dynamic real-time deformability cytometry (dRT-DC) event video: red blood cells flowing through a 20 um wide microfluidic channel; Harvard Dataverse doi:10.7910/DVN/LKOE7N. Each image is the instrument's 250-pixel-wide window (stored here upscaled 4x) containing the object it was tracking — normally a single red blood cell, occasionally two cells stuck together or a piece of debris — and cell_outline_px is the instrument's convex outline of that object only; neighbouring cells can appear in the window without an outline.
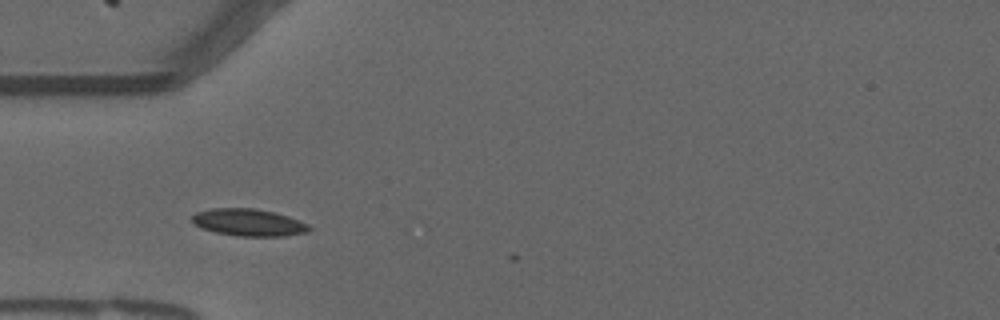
{"species": "common noctule bat (a hibernating species)", "species_latin": "Nyctalus noctula", "temperature_condition": "warm", "stored_images_in_passage": 3, "camera_frame_rate_fps": 3000, "um_per_image_px": 0.085, "animal": {"sex": "male", "forearm_length_mm": 52.5}, "frame": {"image": 1, "passage_image": 2, "time_ms": 0.333, "image_size_px": [1000, 320], "cell_outline_px": [[312, 228], [308, 232], [280, 236], [236, 236], [216, 232], [200, 228], [192, 220], [192, 216], [196, 212], [212, 208], [252, 208], [272, 212], [288, 216], [308, 224]], "centroid_in_image_um": [21.12, 18.91], "position_along_channel_um": 63.9, "area_um2": 18.38}}